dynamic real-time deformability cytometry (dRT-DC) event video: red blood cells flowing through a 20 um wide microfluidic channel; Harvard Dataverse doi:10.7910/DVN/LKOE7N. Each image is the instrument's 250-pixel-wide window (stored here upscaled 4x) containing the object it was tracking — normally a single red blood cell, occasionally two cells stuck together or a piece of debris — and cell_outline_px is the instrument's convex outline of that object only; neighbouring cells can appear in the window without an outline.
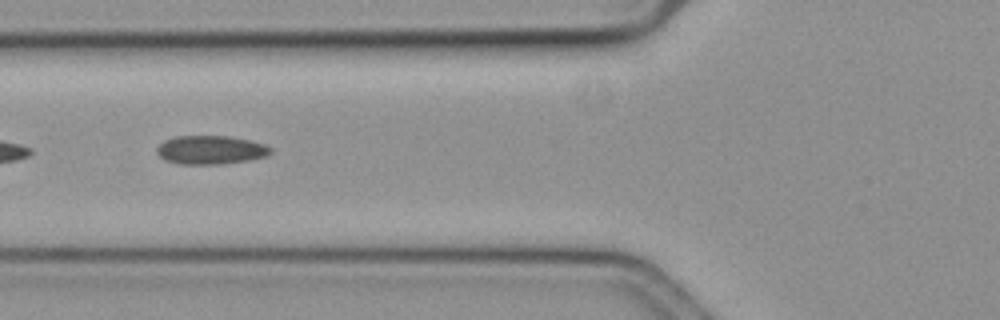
{"species": "common noctule bat (a hibernating species)", "species_latin": "Nyctalus noctula", "temperature_condition": "cold", "stored_images_in_passage": 35, "camera_frame_rate_fps": 3000, "um_per_image_px": 0.085, "animal": {"sex": "female", "body_mass_g": 19.3, "forearm_length_mm": 54.1}, "frame": {"image": 1, "passage_image": 22, "time_ms": 7.0, "image_size_px": [1000, 320], "cell_outline_px": [[272, 152], [264, 156], [248, 160], [220, 164], [180, 164], [164, 160], [156, 152], [156, 148], [164, 140], [176, 136], [232, 136], [264, 144], [272, 148]], "centroid_in_image_um": [17.88, 12.74], "position_along_channel_um": 107.9, "area_um2": 18.96}}
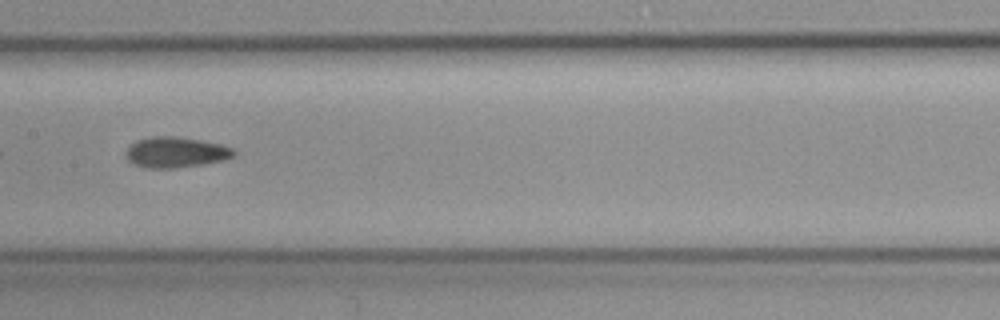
{"frame": {"image": 2, "passage_image": 29, "time_ms": 9.333, "image_size_px": [1000, 320], "cell_outline_px": [[236, 156], [224, 160], [204, 164], [172, 168], [148, 168], [136, 164], [128, 160], [124, 152], [136, 140], [152, 136], [176, 136], [200, 140], [220, 144], [232, 148], [236, 152]], "centroid_in_image_um": [14.96, 12.94], "position_along_channel_um": 192.4, "area_um2": 19.25}}